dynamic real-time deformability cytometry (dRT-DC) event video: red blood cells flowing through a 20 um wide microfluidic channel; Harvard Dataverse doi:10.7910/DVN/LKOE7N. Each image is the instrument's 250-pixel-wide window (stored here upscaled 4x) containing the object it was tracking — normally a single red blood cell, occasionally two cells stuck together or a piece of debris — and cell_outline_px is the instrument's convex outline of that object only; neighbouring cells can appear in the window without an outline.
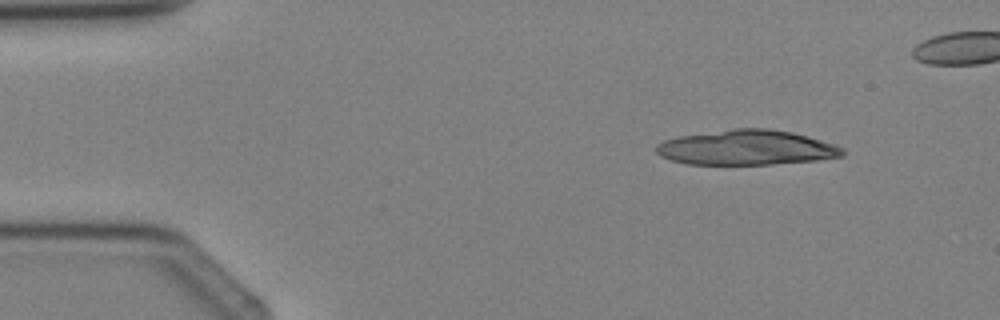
{"species": "Egyptian fruit bat (a non-hibernating species)", "species_latin": "Rousettus aegyptiacus", "temperature_condition": "cold", "stored_images_in_passage": 3, "camera_frame_rate_fps": 3000, "um_per_image_px": 0.085, "animal": {"sex": "female"}, "frame": {"image": 1, "passage_image": 1, "time_ms": 0.0, "image_size_px": [1000, 320], "cell_outline_px": [[844, 156], [816, 160], [772, 164], [688, 164], [672, 160], [660, 156], [656, 152], [656, 144], [664, 140], [680, 136], [732, 128], [768, 128], [792, 132], [808, 136], [836, 144], [844, 148]], "centroid_in_image_um": [63.48, 12.54], "position_along_channel_um": 21.5, "area_um2": 38.03}}